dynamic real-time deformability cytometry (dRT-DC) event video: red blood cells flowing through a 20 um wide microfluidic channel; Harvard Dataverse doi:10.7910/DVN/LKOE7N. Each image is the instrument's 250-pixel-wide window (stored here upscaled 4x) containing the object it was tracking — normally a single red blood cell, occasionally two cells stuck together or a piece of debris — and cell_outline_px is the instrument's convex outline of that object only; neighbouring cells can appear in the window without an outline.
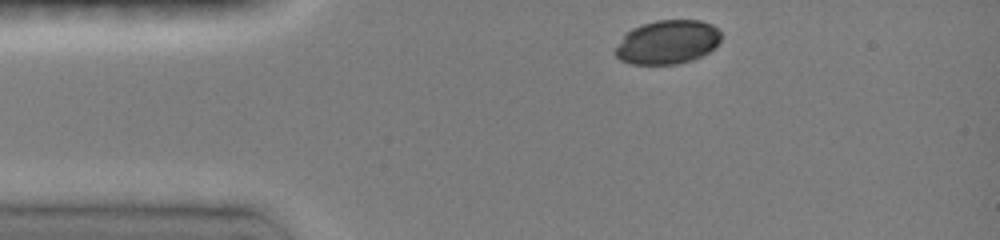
{"species": "common noctule bat (a hibernating species)", "species_latin": "Nyctalus noctula", "temperature_condition": "room temperature", "stored_images_in_passage": 26, "camera_frame_rate_fps": 3000, "um_per_image_px": 0.085, "animal": {"sex": "female", "body_mass_g": 19.0, "forearm_length_mm": 51.5}, "frame": {"image": 1, "passage_image": 1, "time_ms": 0.0, "image_size_px": [1000, 240], "cell_outline_px": [[720, 40], [716, 48], [692, 60], [676, 64], [632, 64], [620, 60], [612, 52], [624, 36], [632, 28], [656, 20], [700, 20], [712, 24], [720, 32]], "centroid_in_image_um": [56.74, 3.58], "position_along_channel_um": 28.3, "area_um2": 27.05}}
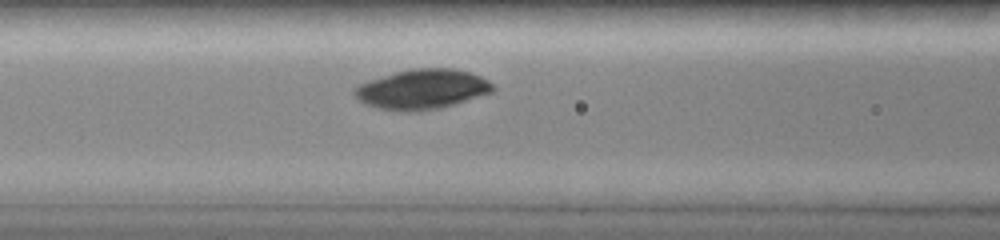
{"frame": {"image": 2, "passage_image": 9, "time_ms": 3.667, "image_size_px": [1000, 240], "cell_outline_px": [[496, 88], [492, 92], [440, 108], [420, 112], [400, 112], [376, 108], [364, 104], [352, 92], [356, 84], [368, 80], [396, 72], [412, 68], [452, 68], [468, 72], [480, 76], [488, 80]], "centroid_in_image_um": [35.83, 7.6], "position_along_channel_um": 130.8, "area_um2": 32.37}}
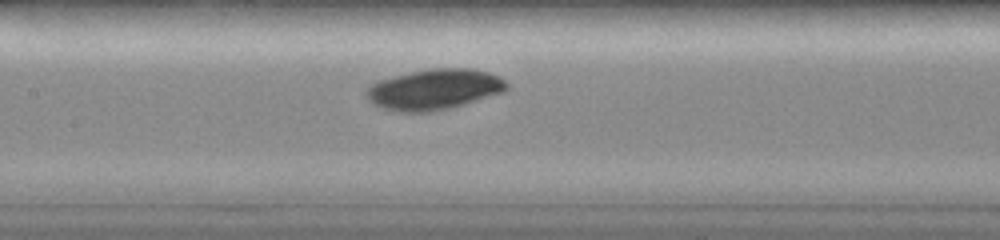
{"frame": {"image": 3, "passage_image": 14, "time_ms": 4.667, "image_size_px": [1000, 240], "cell_outline_px": [[508, 88], [504, 92], [464, 104], [432, 112], [400, 112], [380, 108], [372, 104], [364, 96], [364, 92], [368, 84], [376, 80], [392, 76], [428, 68], [472, 68], [488, 72], [504, 80], [508, 84]], "centroid_in_image_um": [36.83, 7.6], "position_along_channel_um": 170.6, "area_um2": 33.7}}